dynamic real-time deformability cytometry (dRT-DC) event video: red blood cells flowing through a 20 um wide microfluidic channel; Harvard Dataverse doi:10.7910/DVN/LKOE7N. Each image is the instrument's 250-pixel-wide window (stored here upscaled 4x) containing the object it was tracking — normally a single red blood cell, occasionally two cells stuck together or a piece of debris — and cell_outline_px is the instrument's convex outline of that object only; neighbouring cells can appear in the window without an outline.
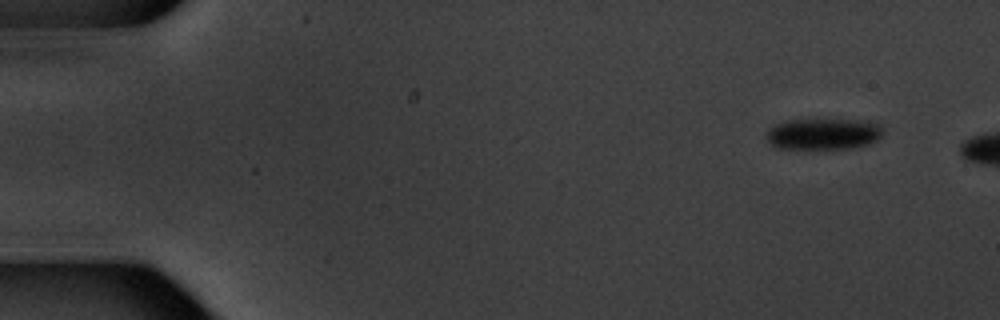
{"species": "common noctule bat (a hibernating species)", "species_latin": "Nyctalus noctula", "temperature_condition": "warm", "stored_images_in_passage": 2, "camera_frame_rate_fps": 3000, "um_per_image_px": 0.085, "animal": {"sex": "male", "body_mass_g": 20.1, "forearm_length_mm": 53.5}, "frame": {"image": 1, "passage_image": 1, "time_ms": 0.0, "image_size_px": [1000, 320], "cell_outline_px": [[884, 132], [876, 140], [868, 144], [856, 148], [828, 152], [808, 152], [776, 148], [764, 136], [768, 128], [784, 120], [860, 120], [880, 124], [884, 128]], "centroid_in_image_um": [69.95, 11.46], "position_along_channel_um": 15.1, "area_um2": 22.72}}